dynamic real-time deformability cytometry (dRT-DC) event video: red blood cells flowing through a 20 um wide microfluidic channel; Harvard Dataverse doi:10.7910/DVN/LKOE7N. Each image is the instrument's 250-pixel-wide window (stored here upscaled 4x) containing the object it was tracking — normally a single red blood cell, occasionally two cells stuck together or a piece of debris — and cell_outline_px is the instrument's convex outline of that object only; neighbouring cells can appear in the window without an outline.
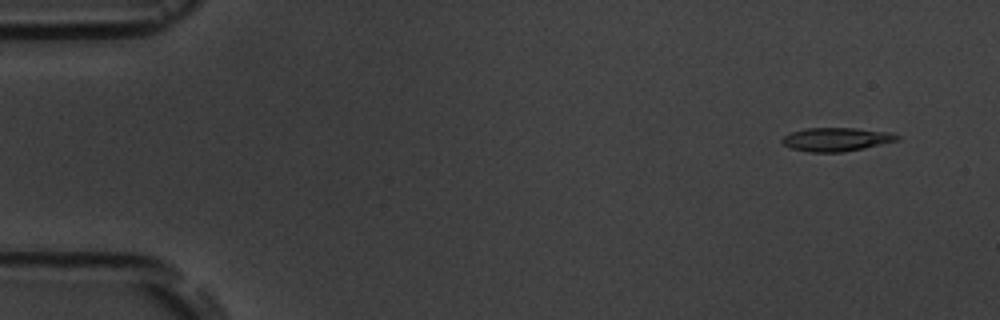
{"species": "common noctule bat (a hibernating species)", "species_latin": "Nyctalus noctula", "temperature_condition": "room temperature", "stored_images_in_passage": 5, "camera_frame_rate_fps": 3000, "um_per_image_px": 0.085, "animal": {"sex": "male", "body_mass_g": 19.5, "forearm_length_mm": 54.6}, "frame": {"image": 1, "passage_image": 2, "time_ms": 1.0, "image_size_px": [1000, 320], "cell_outline_px": [[900, 140], [864, 148], [844, 152], [808, 152], [792, 148], [784, 144], [780, 140], [784, 136], [792, 132], [808, 128], [856, 128], [892, 132], [900, 136]], "centroid_in_image_um": [71.14, 11.84], "position_along_channel_um": 13.9, "area_um2": 15.84}}
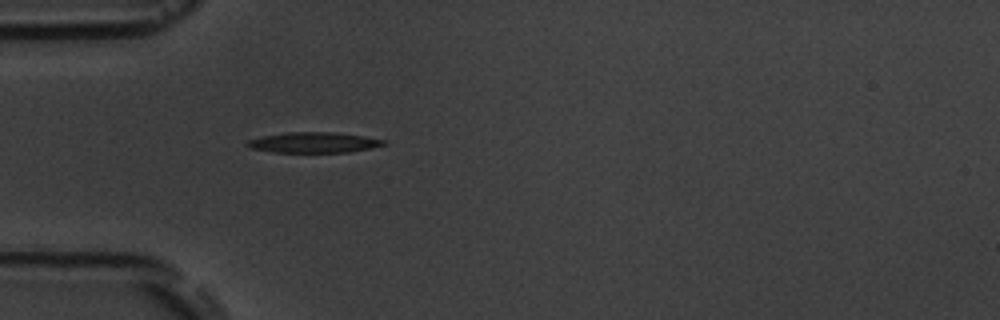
{"frame": {"image": 2, "passage_image": 5, "time_ms": 5.333, "image_size_px": [1000, 320], "cell_outline_px": [[388, 144], [372, 148], [348, 152], [272, 152], [252, 148], [244, 144], [248, 140], [260, 136], [288, 132], [336, 132], [364, 136], [384, 140]], "centroid_in_image_um": [26.67, 12.11], "position_along_channel_um": 58.3, "area_um2": 16.36}}